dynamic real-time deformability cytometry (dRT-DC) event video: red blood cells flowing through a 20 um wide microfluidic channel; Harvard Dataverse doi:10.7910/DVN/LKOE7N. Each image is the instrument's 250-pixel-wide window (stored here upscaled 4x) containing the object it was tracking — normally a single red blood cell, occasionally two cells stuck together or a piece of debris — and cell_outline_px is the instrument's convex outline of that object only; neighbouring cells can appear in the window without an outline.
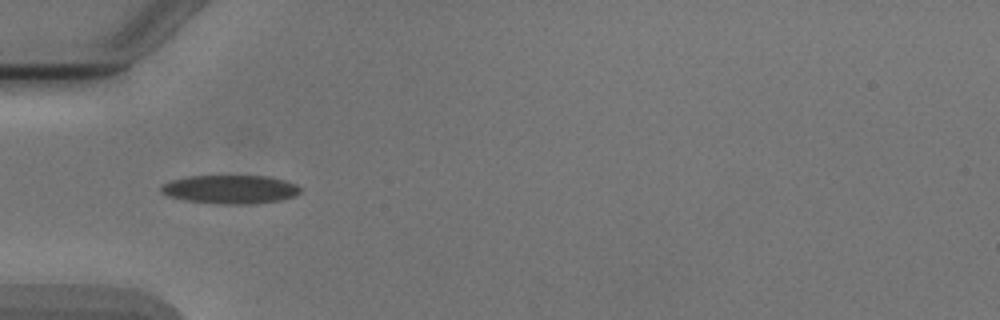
{"species": "Egyptian fruit bat (a non-hibernating species)", "species_latin": "Rousettus aegyptiacus", "temperature_condition": "cold", "stored_images_in_passage": 6, "camera_frame_rate_fps": 3000, "um_per_image_px": 0.085, "animal": {"sex": "male"}, "frame": {"image": 1, "passage_image": 3, "time_ms": 2.333, "image_size_px": [1000, 320], "cell_outline_px": [[300, 192], [292, 196], [280, 200], [256, 204], [216, 204], [184, 200], [168, 196], [160, 192], [160, 188], [164, 184], [172, 180], [188, 176], [268, 176], [284, 180], [296, 184], [300, 188]], "centroid_in_image_um": [19.56, 16.1], "position_along_channel_um": 65.4, "area_um2": 23.24}}
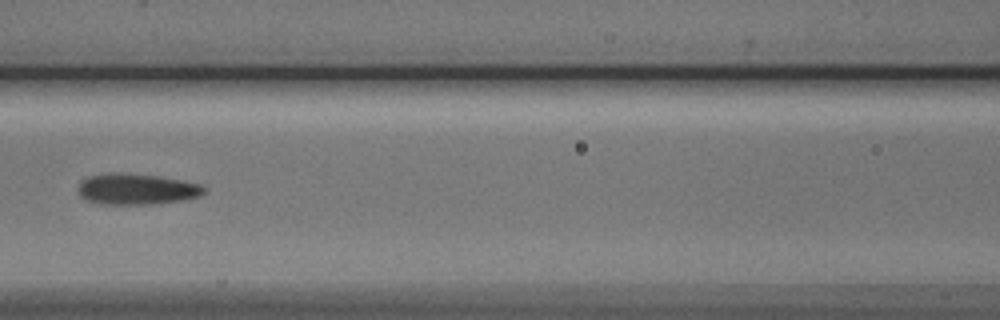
{"frame": {"image": 2, "passage_image": 5, "time_ms": 4.667, "image_size_px": [1000, 320], "cell_outline_px": [[208, 192], [200, 196], [188, 200], [152, 204], [104, 204], [84, 200], [80, 196], [80, 184], [88, 176], [108, 172], [124, 172], [160, 176], [204, 184], [208, 188]], "centroid_in_image_um": [11.72, 16.07], "position_along_channel_um": 154.9, "area_um2": 23.29}}
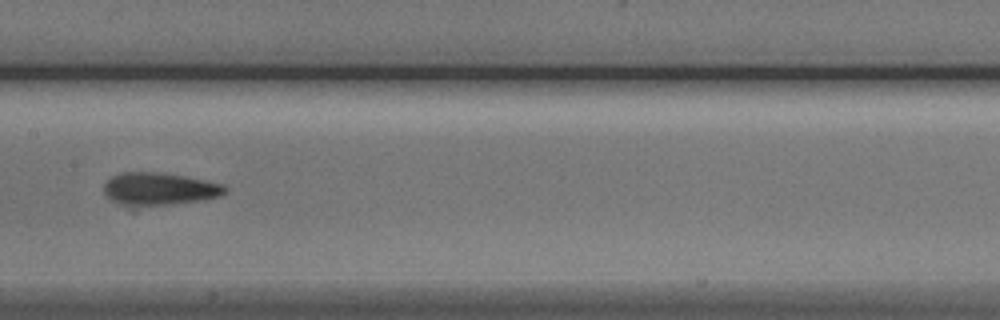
{"frame": {"image": 3, "passage_image": 6, "time_ms": 5.667, "image_size_px": [1000, 320], "cell_outline_px": [[228, 192], [220, 196], [200, 200], [168, 204], [124, 208], [112, 200], [104, 192], [104, 184], [112, 176], [120, 172], [156, 172], [184, 176], [224, 184], [228, 188]], "centroid_in_image_um": [13.51, 16.07], "position_along_channel_um": 193.9, "area_um2": 23.24}}